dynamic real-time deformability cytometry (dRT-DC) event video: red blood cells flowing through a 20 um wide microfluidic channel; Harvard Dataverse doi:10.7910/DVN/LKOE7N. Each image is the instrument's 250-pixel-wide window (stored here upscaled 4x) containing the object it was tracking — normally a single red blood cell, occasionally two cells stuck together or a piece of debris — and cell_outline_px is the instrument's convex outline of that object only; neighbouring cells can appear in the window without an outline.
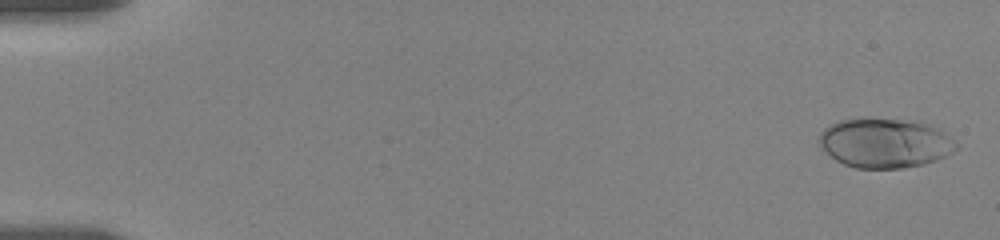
{"species": "human", "species_latin": "Homo sapiens", "temperature_condition": "room temperature", "stored_images_in_passage": 55, "camera_frame_rate_fps": 3000, "um_per_image_px": 0.085, "donor": {"sex": "female"}, "frame": {"image": 1, "passage_image": 2, "time_ms": 0.333, "image_size_px": [1000, 240], "cell_outline_px": [[960, 144], [952, 152], [936, 160], [924, 164], [904, 168], [856, 168], [844, 164], [836, 160], [820, 144], [820, 132], [828, 124], [840, 120], [864, 116], [868, 116], [924, 120]], "centroid_in_image_um": [75.23, 12.1], "position_along_channel_um": 9.8, "area_um2": 40.34}}
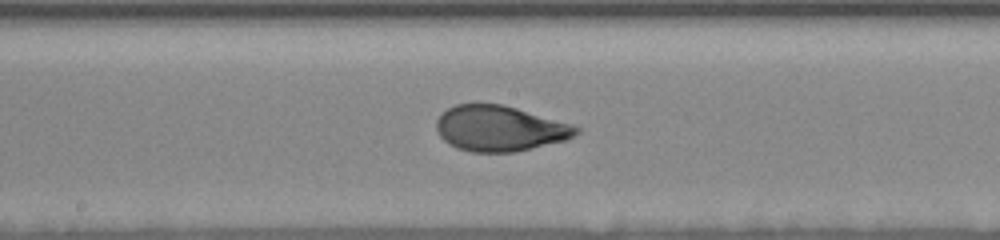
{"frame": {"image": 2, "passage_image": 30, "time_ms": 10.333, "image_size_px": [1000, 240], "cell_outline_px": [[580, 132], [568, 140], [516, 152], [472, 152], [456, 148], [444, 140], [440, 136], [436, 128], [436, 120], [440, 112], [456, 104], [504, 104], [568, 124], [580, 128]], "centroid_in_image_um": [42.44, 10.93], "position_along_channel_um": 205.8, "area_um2": 37.05}}
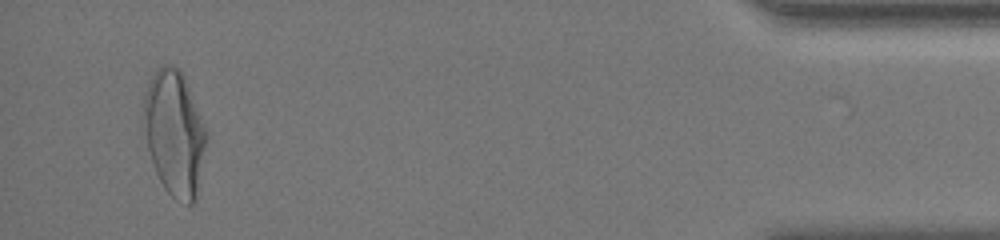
{"frame": {"image": 3, "passage_image": 54, "time_ms": 18.333, "image_size_px": [1000, 240], "cell_outline_px": [[208, 140], [196, 200], [192, 204], [188, 204], [176, 200], [164, 188], [152, 164], [140, 124], [144, 96], [148, 80], [156, 68], [160, 64], [172, 64], [180, 68], [184, 76], [208, 136]], "centroid_in_image_um": [14.79, 11.29], "position_along_channel_um": 420.4, "area_um2": 46.82}, "authors_computed_cell_mechanics": {"area_um2": 37.6856, "velocity_mm_per_s": 3.4926, "shape_relaxation_time_tau1_ms": 3.8274, "shape_relaxation_time_tau2_ms": 0.6537, "deformation_change_tau1": 0.188, "deformation_change_tau2": 0.0589}}